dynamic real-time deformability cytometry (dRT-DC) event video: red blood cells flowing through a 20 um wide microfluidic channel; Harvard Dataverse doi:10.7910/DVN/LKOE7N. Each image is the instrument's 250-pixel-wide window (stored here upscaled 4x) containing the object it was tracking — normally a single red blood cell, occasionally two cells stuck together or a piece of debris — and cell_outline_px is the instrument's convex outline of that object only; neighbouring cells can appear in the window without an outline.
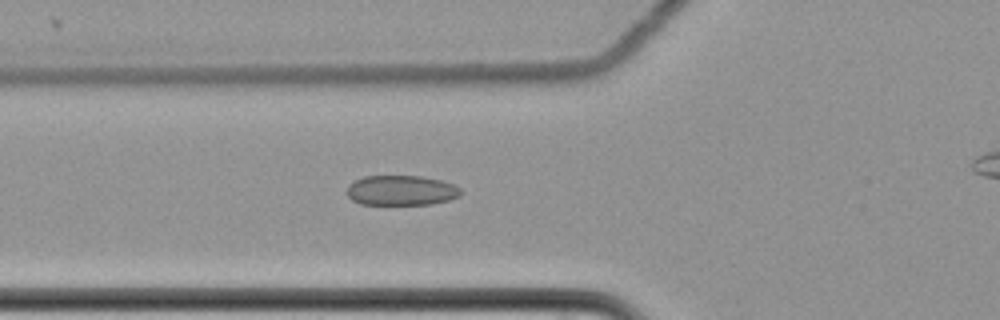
{"species": "common noctule bat (a hibernating species)", "species_latin": "Nyctalus noctula", "temperature_condition": "cold", "stored_images_in_passage": 8, "camera_frame_rate_fps": 3000, "um_per_image_px": 0.085, "animal": {"sex": "female", "body_mass_g": 22.7, "forearm_length_mm": 54.2}, "frame": {"image": 1, "passage_image": 7, "time_ms": 2.0, "image_size_px": [1000, 320], "cell_outline_px": [[464, 192], [460, 196], [448, 200], [432, 204], [360, 204], [352, 200], [348, 196], [348, 184], [364, 176], [420, 176], [440, 180], [452, 184], [460, 188]], "centroid_in_image_um": [34.12, 16.18], "position_along_channel_um": 91.7, "area_um2": 19.88}}